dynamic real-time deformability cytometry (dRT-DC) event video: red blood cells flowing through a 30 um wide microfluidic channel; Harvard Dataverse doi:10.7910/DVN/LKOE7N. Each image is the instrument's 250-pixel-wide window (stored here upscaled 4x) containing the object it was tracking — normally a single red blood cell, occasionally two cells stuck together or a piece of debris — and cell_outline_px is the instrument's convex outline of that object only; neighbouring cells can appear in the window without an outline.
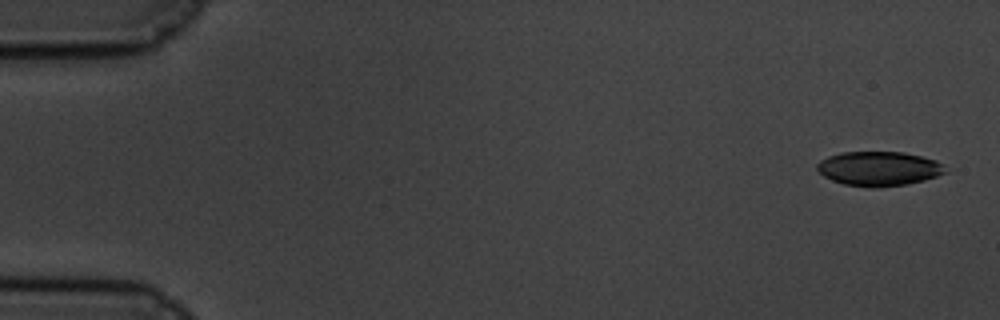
{"species": "common noctule bat (a hibernating species)", "species_latin": "Nyctalus noctula", "temperature_condition": "cold", "stored_images_in_passage": 59, "camera_frame_rate_fps": 3000, "um_per_image_px": 0.085, "animal": {"sex": "male", "body_mass_g": 19.5, "forearm_length_mm": 54.6}, "frame": {"image": 1, "passage_image": 2, "time_ms": 0.333, "image_size_px": [1000, 320], "cell_outline_px": [[948, 172], [924, 180], [908, 184], [880, 188], [872, 188], [844, 184], [832, 180], [824, 176], [816, 168], [816, 164], [820, 160], [828, 156], [840, 152], [904, 152], [936, 160], [944, 164]], "centroid_in_image_um": [74.71, 14.34], "position_along_channel_um": 10.3, "area_um2": 25.95}}
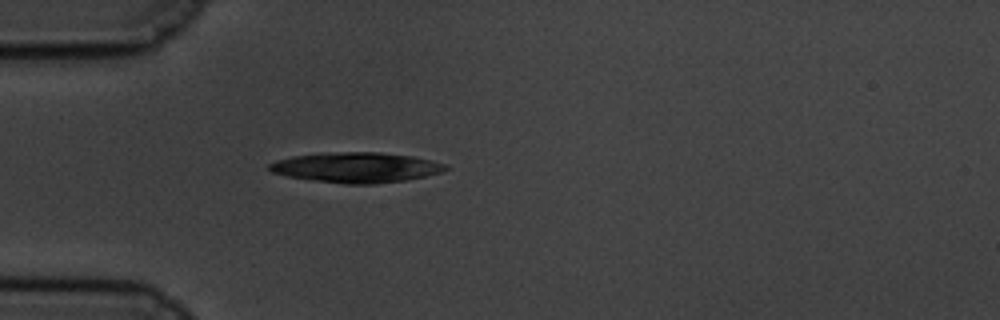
{"frame": {"image": 2, "passage_image": 17, "time_ms": 5.333, "image_size_px": [1000, 320], "cell_outline_px": [[448, 168], [444, 172], [404, 180], [376, 184], [344, 184], [288, 176], [272, 172], [268, 168], [268, 164], [276, 160], [292, 156], [324, 152], [380, 152], [412, 156], [432, 160], [448, 164]], "centroid_in_image_um": [30.3, 14.22], "position_along_channel_um": 54.7, "area_um2": 31.1}}
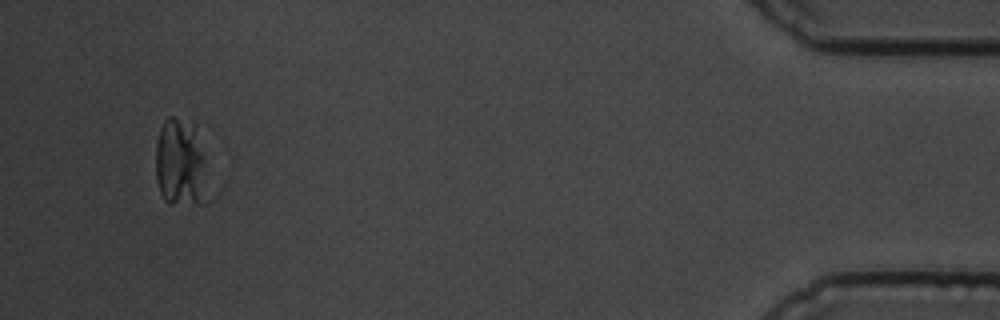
{"frame": {"image": 3, "passage_image": 56, "time_ms": 18.333, "image_size_px": [1000, 320], "cell_outline_px": [[220, 192], [212, 200], [204, 204], [168, 204], [164, 200], [160, 192], [156, 180], [156, 144], [160, 128], [164, 120], [168, 116], [172, 116], [196, 124]], "centroid_in_image_um": [15.6, 13.99], "position_along_channel_um": 419.6, "area_um2": 30.46}}